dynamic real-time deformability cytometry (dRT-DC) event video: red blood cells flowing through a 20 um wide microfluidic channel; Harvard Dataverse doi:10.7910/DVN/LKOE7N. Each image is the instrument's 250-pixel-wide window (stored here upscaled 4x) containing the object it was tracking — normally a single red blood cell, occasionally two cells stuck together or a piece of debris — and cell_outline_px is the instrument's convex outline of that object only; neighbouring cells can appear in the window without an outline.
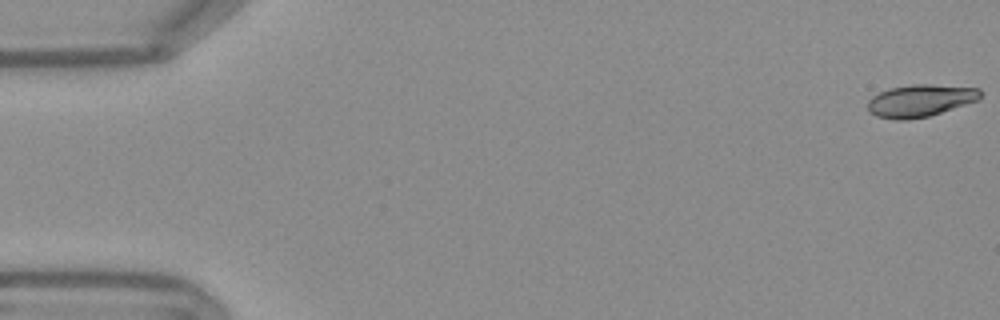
{"species": "Egyptian fruit bat (a non-hibernating species)", "species_latin": "Rousettus aegyptiacus", "temperature_condition": "warm", "stored_images_in_passage": 12, "camera_frame_rate_fps": 3000, "um_per_image_px": 0.085, "frame": {"image": 1, "passage_image": 1, "time_ms": 0.0, "image_size_px": [1000, 320], "cell_outline_px": [[984, 92], [980, 100], [928, 116], [908, 120], [896, 120], [876, 116], [868, 112], [868, 100], [872, 96], [888, 88], [912, 84], [932, 84], [980, 88]], "centroid_in_image_um": [78.24, 8.54], "position_along_channel_um": 6.8, "area_um2": 21.5}}